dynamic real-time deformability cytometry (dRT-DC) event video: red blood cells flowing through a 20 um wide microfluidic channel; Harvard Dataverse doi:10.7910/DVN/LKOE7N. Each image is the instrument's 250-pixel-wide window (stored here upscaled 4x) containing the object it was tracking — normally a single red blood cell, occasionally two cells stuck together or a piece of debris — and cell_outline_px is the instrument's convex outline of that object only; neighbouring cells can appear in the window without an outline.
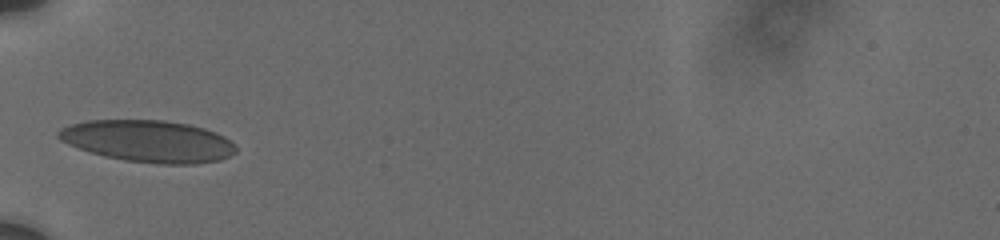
{"species": "human", "species_latin": "Homo sapiens", "temperature_condition": "cold", "stored_images_in_passage": 6, "camera_frame_rate_fps": 3000, "um_per_image_px": 0.085, "donor": {"sex": "male"}, "frame": {"image": 1, "passage_image": 1, "time_ms": 0.0, "image_size_px": [1000, 240], "cell_outline_px": [[236, 152], [220, 160], [196, 164], [156, 164], [124, 160], [104, 156], [88, 152], [76, 148], [60, 140], [56, 136], [56, 132], [60, 128], [72, 124], [88, 120], [164, 120], [188, 124], [204, 128], [216, 132], [224, 136], [236, 144]], "centroid_in_image_um": [12.59, 12.0], "position_along_channel_um": 72.4, "area_um2": 43.7}}
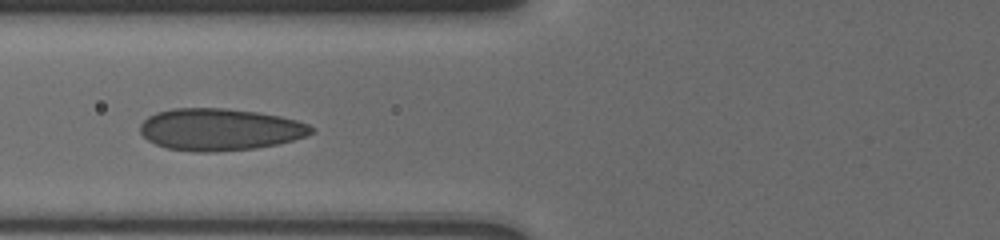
{"frame": {"image": 2, "passage_image": 5, "time_ms": 1.0, "image_size_px": [1000, 240], "cell_outline_px": [[316, 132], [308, 136], [280, 144], [256, 148], [216, 152], [192, 152], [168, 148], [156, 144], [148, 140], [140, 132], [140, 124], [148, 116], [156, 112], [172, 108], [224, 108], [260, 112], [280, 116], [296, 120], [308, 124], [316, 128]], "centroid_in_image_um": [18.73, 11.01], "position_along_channel_um": 107.1, "area_um2": 42.43}}